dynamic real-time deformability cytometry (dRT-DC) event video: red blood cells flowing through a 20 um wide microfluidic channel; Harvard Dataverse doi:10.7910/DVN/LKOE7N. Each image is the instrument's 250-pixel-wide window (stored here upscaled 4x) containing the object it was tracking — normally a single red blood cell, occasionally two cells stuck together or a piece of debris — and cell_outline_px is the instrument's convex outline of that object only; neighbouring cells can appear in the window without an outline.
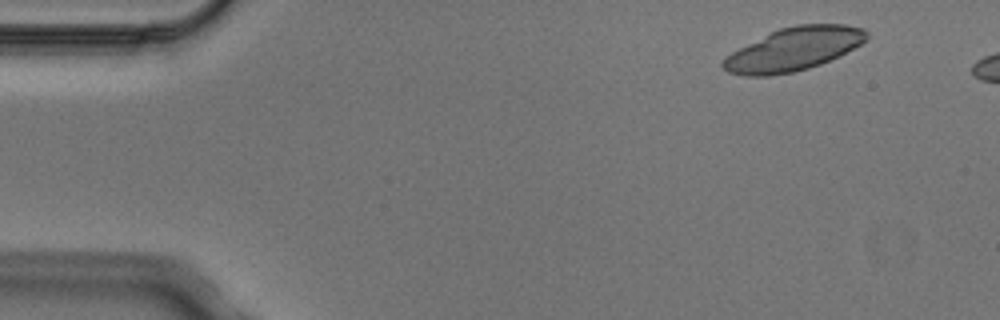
{"species": "Egyptian fruit bat (a non-hibernating species)", "species_latin": "Rousettus aegyptiacus", "temperature_condition": "cold", "stored_images_in_passage": 3, "camera_frame_rate_fps": 3000, "um_per_image_px": 0.085, "animal": {"sex": "male"}, "frame": {"image": 1, "passage_image": 1, "time_ms": 0.0, "image_size_px": [1000, 320], "cell_outline_px": [[868, 40], [840, 56], [820, 64], [808, 68], [792, 72], [768, 76], [744, 76], [728, 72], [720, 68], [720, 64], [732, 52], [780, 28], [796, 24], [844, 24], [860, 28], [868, 32]], "centroid_in_image_um": [67.48, 4.19], "position_along_channel_um": 17.5, "area_um2": 35.84}}